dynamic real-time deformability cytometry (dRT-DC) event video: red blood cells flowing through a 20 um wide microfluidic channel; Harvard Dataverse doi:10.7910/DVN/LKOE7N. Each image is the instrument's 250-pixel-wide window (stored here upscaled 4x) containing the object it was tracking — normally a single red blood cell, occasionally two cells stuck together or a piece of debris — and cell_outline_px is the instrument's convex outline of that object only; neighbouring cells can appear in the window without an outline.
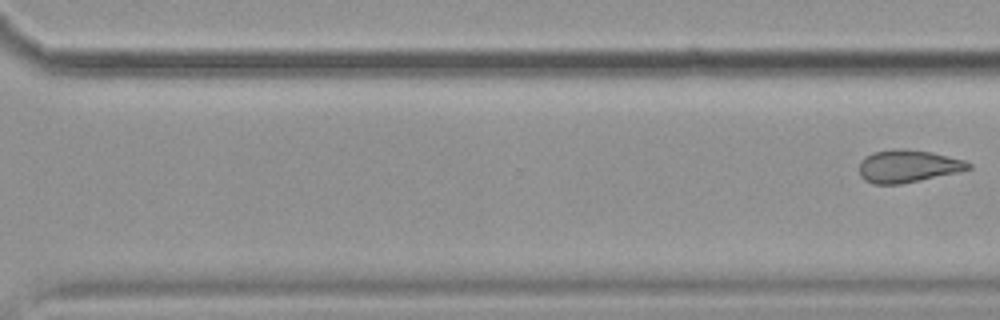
{"species": "common noctule bat (a hibernating species)", "species_latin": "Nyctalus noctula", "temperature_condition": "cold", "stored_images_in_passage": 11, "segment_of_instrument_passage": [2, 2], "camera_frame_rate_fps": 3000, "um_per_image_px": 0.085, "animal": {"sex": "female", "body_mass_g": 19.9}, "frame": {"image": 1, "passage_image": 11, "time_ms": 12.667, "image_size_px": [1000, 320], "cell_outline_px": [[972, 168], [960, 172], [900, 184], [872, 184], [864, 180], [860, 176], [860, 160], [864, 156], [872, 152], [896, 148], [904, 148], [932, 152], [964, 160], [972, 164]], "centroid_in_image_um": [77.16, 14.12], "position_along_channel_um": 293.4, "area_um2": 20.98}}